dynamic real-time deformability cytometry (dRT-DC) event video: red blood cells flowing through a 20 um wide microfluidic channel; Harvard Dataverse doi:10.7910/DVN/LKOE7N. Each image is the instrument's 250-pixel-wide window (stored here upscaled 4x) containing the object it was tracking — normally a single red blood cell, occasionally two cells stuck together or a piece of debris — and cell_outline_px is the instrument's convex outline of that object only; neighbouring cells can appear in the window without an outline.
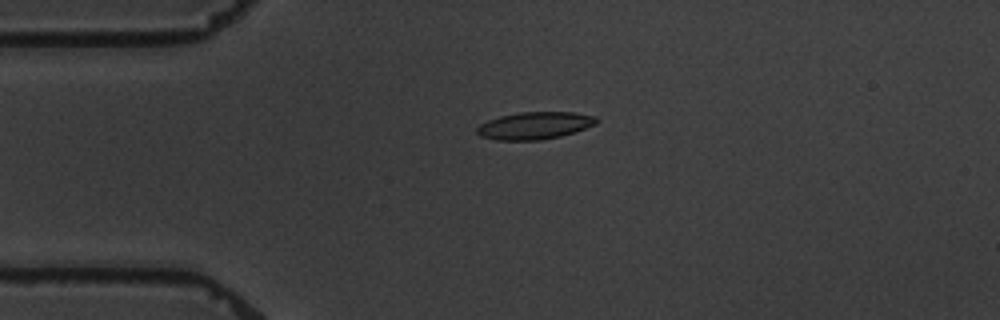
{"species": "common noctule bat (a hibernating species)", "species_latin": "Nyctalus noctula", "temperature_condition": "warm", "stored_images_in_passage": 4, "camera_frame_rate_fps": 3000, "um_per_image_px": 0.085, "animal": {"sex": "male", "body_mass_g": 19.5, "forearm_length_mm": 54.6}, "frame": {"image": 1, "passage_image": 3, "time_ms": 2.667, "image_size_px": [1000, 320], "cell_outline_px": [[600, 120], [596, 124], [560, 136], [540, 140], [496, 140], [480, 136], [476, 132], [476, 128], [480, 124], [488, 120], [500, 116], [520, 112], [576, 112], [596, 116]], "centroid_in_image_um": [45.44, 10.67], "position_along_channel_um": 39.6, "area_um2": 19.02}}